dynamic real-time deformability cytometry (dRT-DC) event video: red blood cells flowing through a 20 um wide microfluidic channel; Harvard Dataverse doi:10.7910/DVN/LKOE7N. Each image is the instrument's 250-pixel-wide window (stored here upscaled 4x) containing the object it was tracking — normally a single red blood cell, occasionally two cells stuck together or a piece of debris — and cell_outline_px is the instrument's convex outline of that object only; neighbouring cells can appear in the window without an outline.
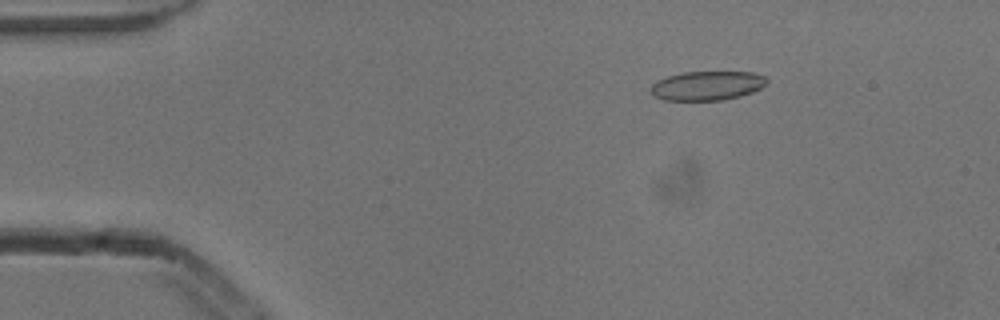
{"species": "common noctule bat (a hibernating species)", "species_latin": "Nyctalus noctula", "temperature_condition": "cold", "stored_images_in_passage": 6, "camera_frame_rate_fps": 3000, "um_per_image_px": 0.085, "animal": {"sex": "male", "body_mass_g": 13.3}, "frame": {"image": 1, "passage_image": 3, "time_ms": 0.667, "image_size_px": [1000, 320], "cell_outline_px": [[768, 80], [760, 88], [752, 92], [740, 96], [724, 100], [664, 100], [656, 96], [652, 92], [652, 84], [656, 80], [668, 76], [684, 72], [752, 72], [764, 76]], "centroid_in_image_um": [60.11, 7.28], "position_along_channel_um": 24.9, "area_um2": 19.54}}